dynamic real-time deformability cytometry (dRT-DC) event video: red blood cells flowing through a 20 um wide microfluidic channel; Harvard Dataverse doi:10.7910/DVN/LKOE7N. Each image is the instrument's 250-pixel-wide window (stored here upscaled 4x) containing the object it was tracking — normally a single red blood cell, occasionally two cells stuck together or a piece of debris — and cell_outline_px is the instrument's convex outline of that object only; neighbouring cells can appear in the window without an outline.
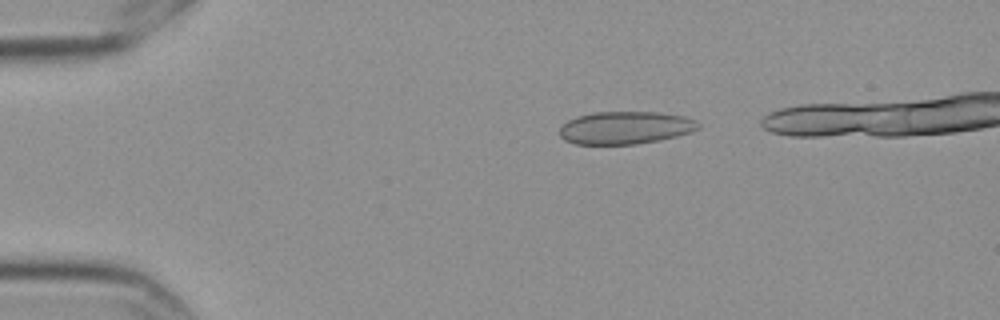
{"species": "Egyptian fruit bat (a non-hibernating species)", "species_latin": "Rousettus aegyptiacus", "temperature_condition": "cold", "stored_images_in_passage": 11, "camera_frame_rate_fps": 3000, "um_per_image_px": 0.085, "frame": {"image": 1, "passage_image": 1, "time_ms": 0.0, "image_size_px": [1000, 320], "cell_outline_px": [[700, 128], [692, 132], [660, 140], [636, 144], [576, 144], [564, 140], [560, 136], [560, 128], [568, 120], [576, 116], [592, 112], [656, 112], [684, 116], [696, 120], [700, 124]], "centroid_in_image_um": [53.16, 10.85], "position_along_channel_um": 31.8, "area_um2": 26.53}}
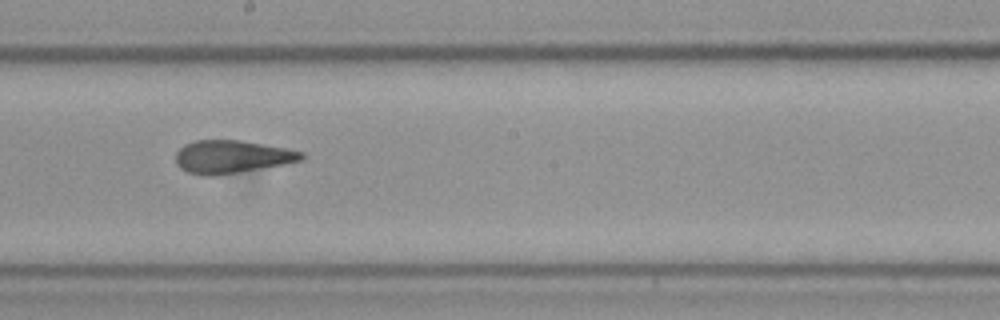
{"frame": {"image": 2, "passage_image": 7, "time_ms": 2.0, "image_size_px": [1000, 320], "cell_outline_px": [[304, 160], [284, 164], [212, 176], [204, 176], [188, 172], [180, 168], [176, 164], [176, 152], [184, 144], [196, 140], [240, 140], [284, 148], [304, 152]], "centroid_in_image_um": [19.68, 13.32], "position_along_channel_um": 228.5, "area_um2": 23.93}}
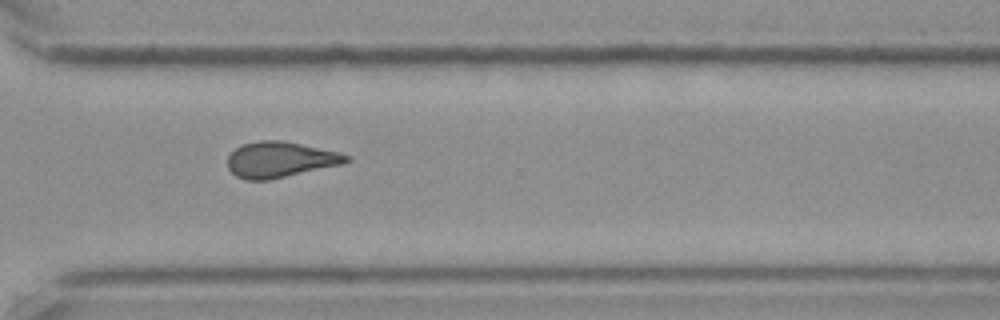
{"frame": {"image": 3, "passage_image": 10, "time_ms": 3.0, "image_size_px": [1000, 320], "cell_outline_px": [[352, 160], [344, 164], [268, 180], [244, 180], [236, 176], [228, 168], [228, 156], [236, 148], [244, 144], [260, 140], [284, 140], [340, 152], [352, 156]], "centroid_in_image_um": [23.86, 13.56], "position_along_channel_um": 346.7, "area_um2": 24.91}}